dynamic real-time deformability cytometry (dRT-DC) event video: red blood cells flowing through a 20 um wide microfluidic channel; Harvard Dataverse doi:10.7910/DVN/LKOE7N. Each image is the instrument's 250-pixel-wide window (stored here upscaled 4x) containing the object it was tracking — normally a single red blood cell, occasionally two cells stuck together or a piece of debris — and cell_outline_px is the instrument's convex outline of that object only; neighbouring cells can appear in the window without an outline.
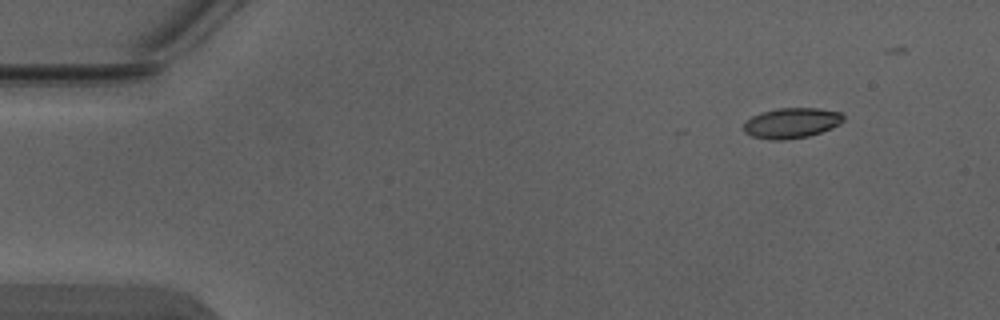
{"species": "Egyptian fruit bat (a non-hibernating species)", "species_latin": "Rousettus aegyptiacus", "temperature_condition": "warm", "stored_images_in_passage": 3, "camera_frame_rate_fps": 3000, "um_per_image_px": 0.085, "animal": {"sex": "male"}, "frame": {"image": 1, "passage_image": 1, "time_ms": 0.0, "image_size_px": [1000, 320], "cell_outline_px": [[844, 120], [840, 124], [832, 128], [808, 136], [784, 140], [768, 140], [752, 136], [744, 132], [744, 124], [752, 116], [776, 108], [820, 108], [840, 112], [844, 116]], "centroid_in_image_um": [67.3, 10.46], "position_along_channel_um": 17.7, "area_um2": 17.63}}
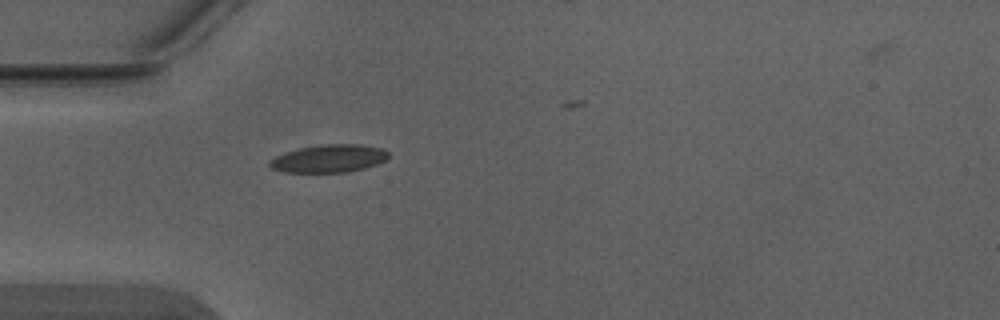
{"frame": {"image": 2, "passage_image": 3, "time_ms": 0.667, "image_size_px": [1000, 320], "cell_outline_px": [[388, 156], [384, 160], [376, 164], [364, 168], [348, 172], [284, 172], [272, 168], [268, 164], [268, 160], [284, 152], [300, 148], [320, 144], [360, 144], [384, 148], [388, 152]], "centroid_in_image_um": [27.94, 13.46], "position_along_channel_um": 57.1, "area_um2": 19.31}}